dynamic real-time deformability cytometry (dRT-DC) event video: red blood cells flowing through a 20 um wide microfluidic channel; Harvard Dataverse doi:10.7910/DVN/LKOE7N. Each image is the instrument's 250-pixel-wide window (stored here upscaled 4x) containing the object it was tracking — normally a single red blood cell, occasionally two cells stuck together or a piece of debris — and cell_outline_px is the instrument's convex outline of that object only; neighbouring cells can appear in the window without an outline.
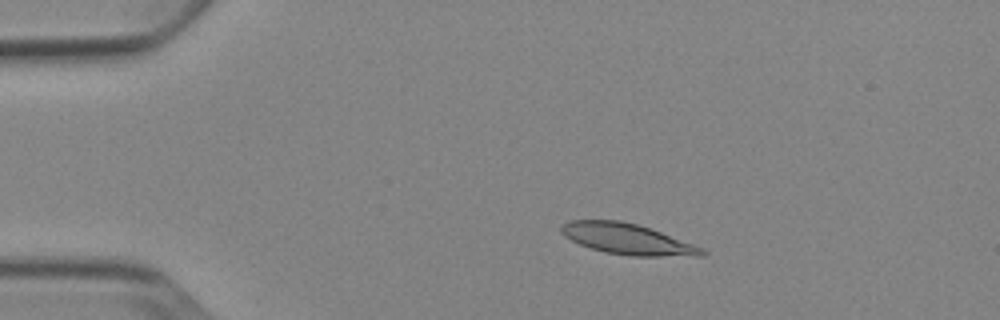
{"species": "Egyptian fruit bat (a non-hibernating species)", "species_latin": "Rousettus aegyptiacus", "temperature_condition": "cold", "stored_images_in_passage": 54, "camera_frame_rate_fps": 3000, "um_per_image_px": 0.085, "animal": {"sex": "female"}, "frame": {"image": 1, "passage_image": 11, "time_ms": 3.333, "image_size_px": [1000, 320], "cell_outline_px": [[708, 252], [704, 256], [632, 256], [604, 252], [580, 244], [564, 236], [560, 232], [560, 228], [568, 220], [620, 220], [636, 224], [660, 232], [704, 248]], "centroid_in_image_um": [53.33, 20.32], "position_along_channel_um": 31.7, "area_um2": 25.09}}
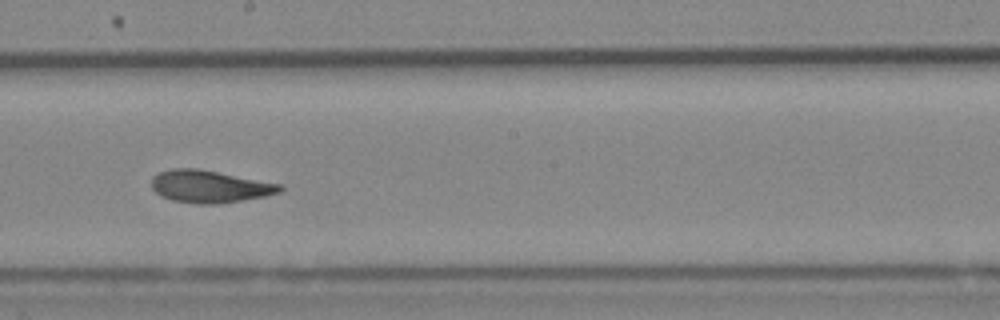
{"frame": {"image": 2, "passage_image": 31, "time_ms": 10.0, "image_size_px": [1000, 320], "cell_outline_px": [[284, 188], [280, 192], [264, 196], [216, 204], [196, 204], [172, 200], [160, 196], [152, 188], [152, 176], [160, 172], [172, 168], [196, 168], [280, 184]], "centroid_in_image_um": [17.77, 15.85], "position_along_channel_um": 230.4, "area_um2": 23.93}}
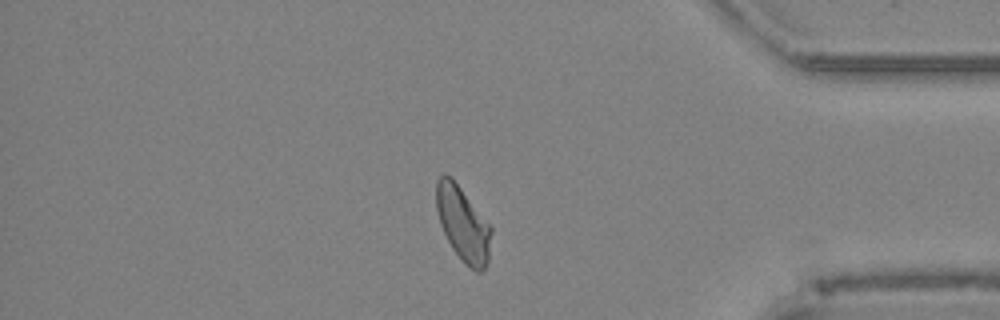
{"frame": {"image": 3, "passage_image": 46, "time_ms": 15.0, "image_size_px": [1000, 320], "cell_outline_px": [[492, 232], [488, 260], [484, 268], [480, 272], [476, 272], [464, 264], [452, 248], [440, 224], [436, 208], [436, 180], [444, 172], [452, 176], [492, 228]], "centroid_in_image_um": [39.34, 19.01], "position_along_channel_um": 395.9, "area_um2": 23.93}, "authors_computed_cell_mechanics": {"area_um2": 24.0159, "velocity_mm_per_s": 3.8156, "shape_relaxation_time_tau1_ms": 4.3253, "shape_relaxation_time_tau2_ms": 1.8216, "deformation_change_tau1": 0.14, "deformation_change_tau2": 0.0563}}